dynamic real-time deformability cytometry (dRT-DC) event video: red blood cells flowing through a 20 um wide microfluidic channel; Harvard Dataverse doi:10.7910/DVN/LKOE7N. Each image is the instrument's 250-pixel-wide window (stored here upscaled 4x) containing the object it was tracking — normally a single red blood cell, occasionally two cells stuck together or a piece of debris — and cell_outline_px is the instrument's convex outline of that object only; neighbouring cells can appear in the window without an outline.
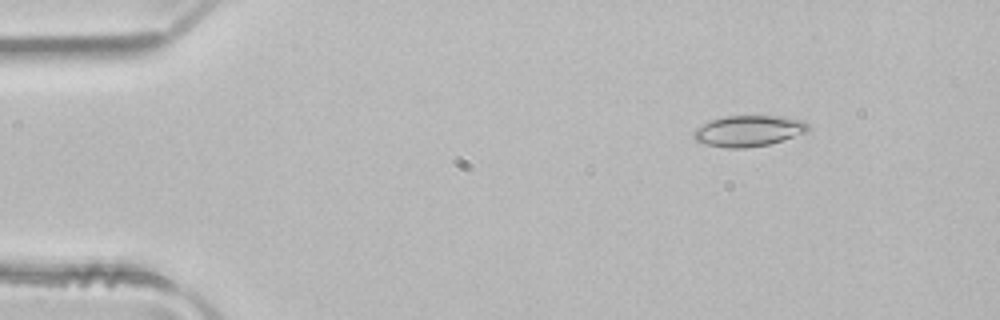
{"species": "common noctule bat (a hibernating species)", "species_latin": "Nyctalus noctula", "temperature_condition": "room temperature", "stored_images_in_passage": 4, "camera_frame_rate_fps": 3000, "um_per_image_px": 0.085, "animal": {"sex": "male", "body_mass_g": 21.5, "forearm_length_mm": 52.0}, "frame": {"image": 1, "passage_image": 2, "time_ms": 0.333, "image_size_px": [1000, 320], "cell_outline_px": [[808, 132], [768, 144], [744, 148], [728, 148], [704, 144], [692, 140], [692, 132], [696, 128], [708, 120], [724, 116], [780, 116], [804, 120], [808, 124]], "centroid_in_image_um": [63.57, 11.12], "position_along_channel_um": 21.4, "area_um2": 20.87}}